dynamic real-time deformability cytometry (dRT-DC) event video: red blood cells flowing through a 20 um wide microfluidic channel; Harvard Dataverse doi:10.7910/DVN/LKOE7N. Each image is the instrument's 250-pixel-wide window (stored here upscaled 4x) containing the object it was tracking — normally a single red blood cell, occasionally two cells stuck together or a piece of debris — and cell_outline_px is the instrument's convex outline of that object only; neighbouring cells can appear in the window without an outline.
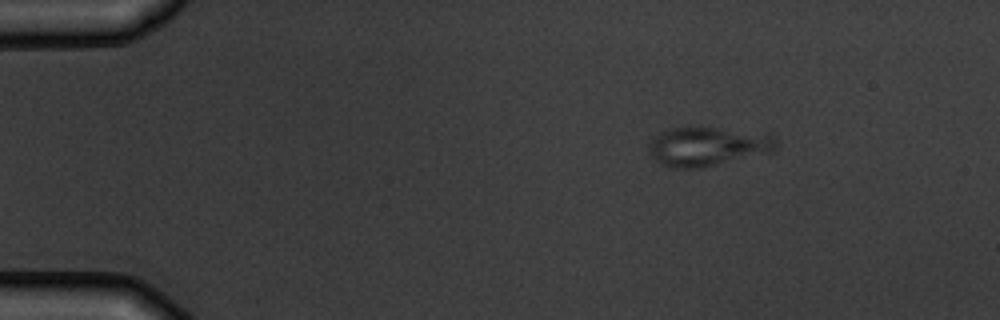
{"species": "common noctule bat (a hibernating species)", "species_latin": "Nyctalus noctula", "temperature_condition": "warm", "stored_images_in_passage": 3, "camera_frame_rate_fps": 3000, "um_per_image_px": 0.085, "animal": {"sex": "male", "body_mass_g": 19.5, "forearm_length_mm": 54.6}, "frame": {"image": 1, "passage_image": 1, "time_ms": 0.0, "image_size_px": [1000, 320], "cell_outline_px": [[776, 152], [700, 168], [668, 168], [660, 164], [652, 156], [648, 144], [656, 136], [672, 128], [716, 128], [776, 136]], "centroid_in_image_um": [60.17, 12.49], "position_along_channel_um": 24.8, "area_um2": 28.61}}